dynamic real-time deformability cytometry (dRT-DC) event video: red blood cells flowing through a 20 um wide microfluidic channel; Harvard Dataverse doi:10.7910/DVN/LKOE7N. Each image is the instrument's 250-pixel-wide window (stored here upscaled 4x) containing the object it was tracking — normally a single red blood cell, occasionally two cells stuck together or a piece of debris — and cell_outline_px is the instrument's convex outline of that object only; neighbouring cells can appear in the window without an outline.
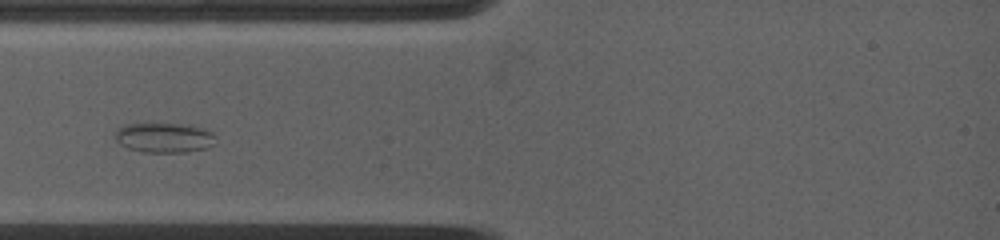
{"species": "common noctule bat (a hibernating species)", "species_latin": "Nyctalus noctula", "temperature_condition": "warm", "stored_images_in_passage": 18, "camera_frame_rate_fps": 4500, "um_per_image_px": 0.085, "animal": {"sex": "female", "body_mass_g": 19.0, "forearm_length_mm": 53.3}, "frame": {"image": 1, "passage_image": 1, "time_ms": 0.0, "image_size_px": [1000, 240], "cell_outline_px": [[216, 144], [208, 148], [188, 152], [140, 152], [128, 148], [120, 144], [116, 140], [116, 128], [124, 124], [180, 124], [204, 128], [212, 132], [216, 136]], "centroid_in_image_um": [13.99, 11.71], "position_along_channel_um": 71.0, "area_um2": 17.69}}
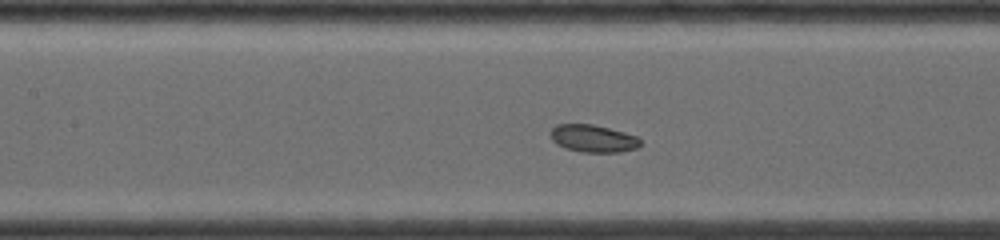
{"frame": {"image": 2, "passage_image": 11, "time_ms": 2.222, "image_size_px": [1000, 240], "cell_outline_px": [[640, 144], [636, 148], [620, 152], [580, 152], [564, 148], [556, 144], [552, 140], [548, 132], [556, 124], [592, 124], [624, 132], [636, 136], [640, 140]], "centroid_in_image_um": [50.35, 11.77], "position_along_channel_um": 157.0, "area_um2": 14.45}}
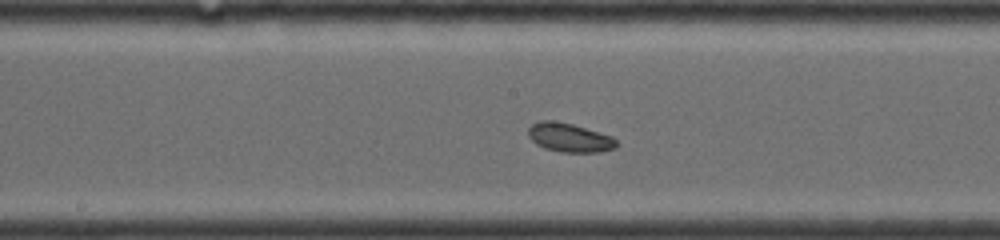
{"frame": {"image": 3, "passage_image": 16, "time_ms": 3.333, "image_size_px": [1000, 240], "cell_outline_px": [[620, 144], [616, 148], [600, 152], [560, 152], [544, 148], [536, 144], [528, 136], [528, 128], [532, 124], [540, 120], [556, 120], [572, 124], [612, 136]], "centroid_in_image_um": [48.41, 11.7], "position_along_channel_um": 199.8, "area_um2": 15.03}}